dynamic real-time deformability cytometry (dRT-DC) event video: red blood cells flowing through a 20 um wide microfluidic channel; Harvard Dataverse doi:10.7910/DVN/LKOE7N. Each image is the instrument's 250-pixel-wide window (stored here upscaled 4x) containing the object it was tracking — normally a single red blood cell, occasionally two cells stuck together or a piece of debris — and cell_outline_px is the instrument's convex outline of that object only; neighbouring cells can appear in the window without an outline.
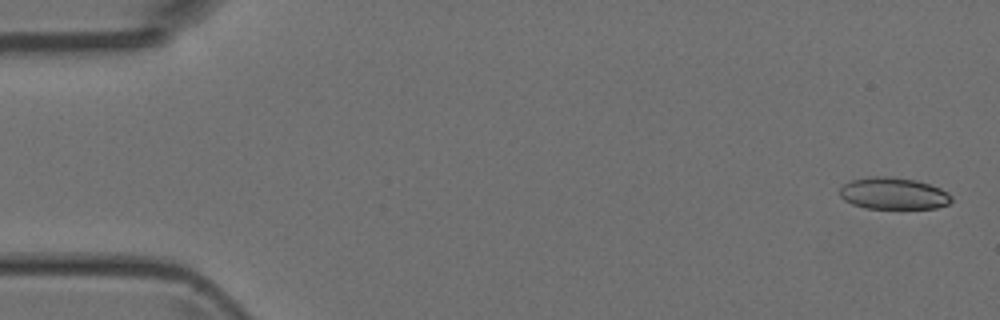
{"species": "Egyptian fruit bat (a non-hibernating species)", "species_latin": "Rousettus aegyptiacus", "temperature_condition": "room temperature", "stored_images_in_passage": 4, "camera_frame_rate_fps": 3000, "um_per_image_px": 0.085, "animal": {"sex": "female"}, "frame": {"image": 1, "passage_image": 1, "time_ms": 0.0, "image_size_px": [1000, 320], "cell_outline_px": [[952, 200], [948, 204], [936, 208], [900, 212], [864, 208], [852, 204], [844, 200], [840, 196], [840, 188], [844, 184], [852, 180], [872, 176], [888, 176], [916, 180], [940, 188], [948, 192], [952, 196]], "centroid_in_image_um": [75.97, 16.51], "position_along_channel_um": 9.0, "area_um2": 21.73}}
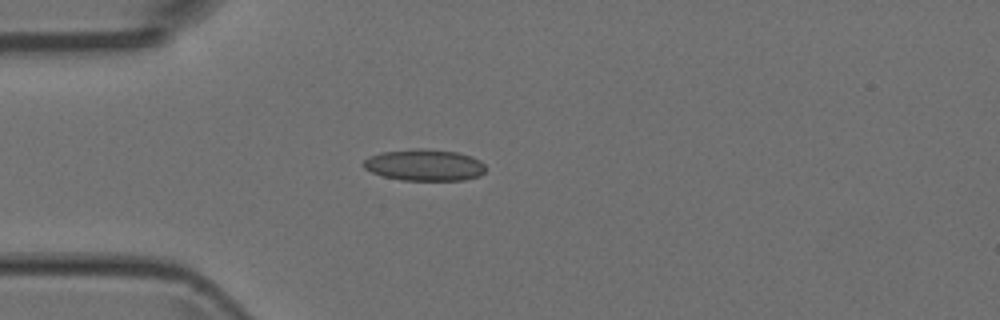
{"frame": {"image": 2, "passage_image": 4, "time_ms": 4.0, "image_size_px": [1000, 320], "cell_outline_px": [[484, 172], [480, 176], [464, 180], [400, 180], [380, 176], [364, 168], [360, 164], [368, 156], [380, 152], [416, 148], [420, 148], [456, 152], [472, 156], [480, 160], [484, 164]], "centroid_in_image_um": [36.03, 14.03], "position_along_channel_um": 49.0, "area_um2": 22.72}}